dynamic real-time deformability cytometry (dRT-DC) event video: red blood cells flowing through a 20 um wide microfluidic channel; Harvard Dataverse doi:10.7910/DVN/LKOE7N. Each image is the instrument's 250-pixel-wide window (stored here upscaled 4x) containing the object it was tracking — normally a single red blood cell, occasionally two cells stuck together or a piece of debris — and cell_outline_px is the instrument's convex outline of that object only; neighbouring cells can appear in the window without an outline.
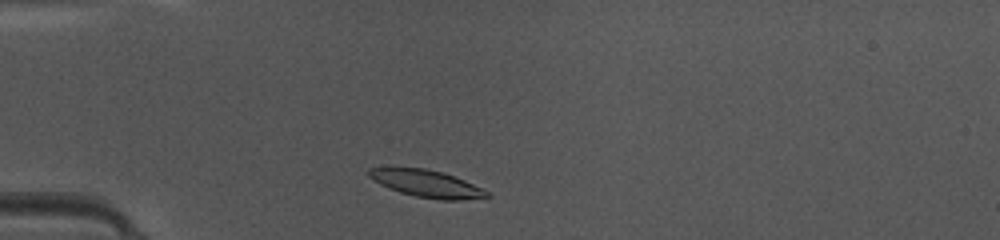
{"species": "common noctule bat (a hibernating species)", "species_latin": "Nyctalus noctula", "temperature_condition": "warm", "stored_images_in_passage": 37, "camera_frame_rate_fps": 3000, "um_per_image_px": 0.085, "animal": {"sex": "female", "body_mass_g": 10.0, "forearm_length_mm": 53.1}, "frame": {"image": 1, "passage_image": 3, "time_ms": 0.667, "image_size_px": [1000, 240], "cell_outline_px": [[492, 196], [460, 200], [440, 200], [416, 196], [400, 192], [380, 184], [368, 176], [368, 168], [424, 168], [440, 172], [464, 180], [484, 188]], "centroid_in_image_um": [36.29, 15.62], "position_along_channel_um": 48.7, "area_um2": 18.38}}
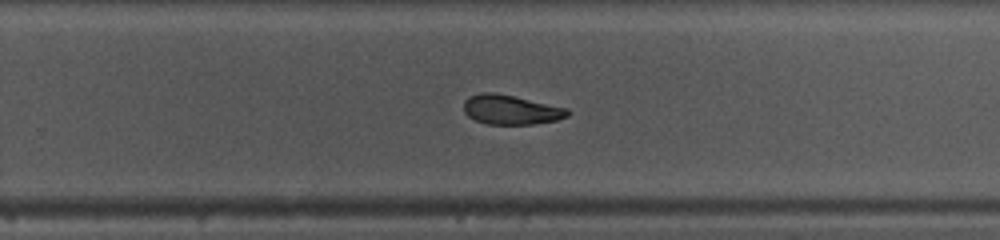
{"frame": {"image": 2, "passage_image": 21, "time_ms": 6.667, "image_size_px": [1000, 240], "cell_outline_px": [[568, 116], [556, 120], [532, 124], [488, 124], [476, 120], [468, 116], [464, 112], [464, 100], [468, 96], [480, 92], [492, 92], [512, 96], [568, 108]], "centroid_in_image_um": [43.38, 9.32], "position_along_channel_um": 286.4, "area_um2": 17.69}}
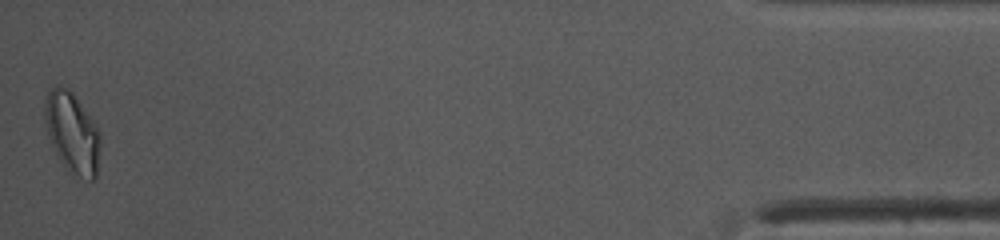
{"frame": {"image": 3, "passage_image": 37, "time_ms": 12.0, "image_size_px": [1000, 240], "cell_outline_px": [[100, 144], [96, 180], [88, 180], [72, 176], [68, 172], [52, 148], [48, 136], [44, 120], [44, 100], [48, 92], [56, 84], [68, 88], [72, 92], [96, 124], [100, 132]], "centroid_in_image_um": [6.13, 11.31], "position_along_channel_um": 429.1, "area_um2": 26.65}, "authors_computed_cell_mechanics": {"area_um2": 18.5538, "velocity_mm_per_s": 4.2294, "shape_relaxation_time_tau1_ms": 5.8057, "shape_relaxation_time_tau2_ms": 5.5137, "deformation_change_tau1": 0.1864, "deformation_change_tau2": 0.1092}}